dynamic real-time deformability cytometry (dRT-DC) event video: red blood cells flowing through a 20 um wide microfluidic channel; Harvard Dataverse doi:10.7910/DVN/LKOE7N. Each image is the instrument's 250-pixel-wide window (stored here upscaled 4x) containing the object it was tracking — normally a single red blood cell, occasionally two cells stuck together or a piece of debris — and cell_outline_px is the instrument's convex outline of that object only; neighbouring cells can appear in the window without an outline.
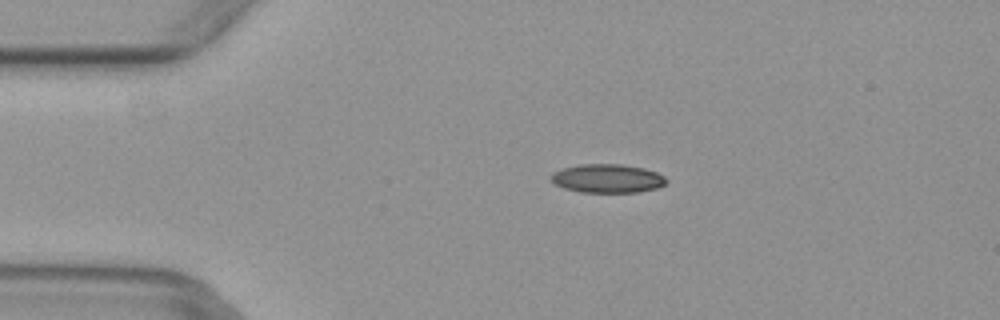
{"species": "common noctule bat (a hibernating species)", "species_latin": "Nyctalus noctula", "temperature_condition": "warm", "stored_images_in_passage": 4, "camera_frame_rate_fps": 3000, "um_per_image_px": 0.085, "animal": {"sex": "female", "body_mass_g": 29.2, "forearm_length_mm": 56.3}, "frame": {"image": 1, "passage_image": 3, "time_ms": 0.667, "image_size_px": [1000, 320], "cell_outline_px": [[668, 180], [664, 184], [656, 188], [640, 192], [580, 192], [564, 188], [556, 184], [552, 180], [552, 172], [564, 168], [580, 164], [624, 164], [644, 168], [656, 172], [664, 176]], "centroid_in_image_um": [51.66, 15.16], "position_along_channel_um": 33.3, "area_um2": 19.19}}